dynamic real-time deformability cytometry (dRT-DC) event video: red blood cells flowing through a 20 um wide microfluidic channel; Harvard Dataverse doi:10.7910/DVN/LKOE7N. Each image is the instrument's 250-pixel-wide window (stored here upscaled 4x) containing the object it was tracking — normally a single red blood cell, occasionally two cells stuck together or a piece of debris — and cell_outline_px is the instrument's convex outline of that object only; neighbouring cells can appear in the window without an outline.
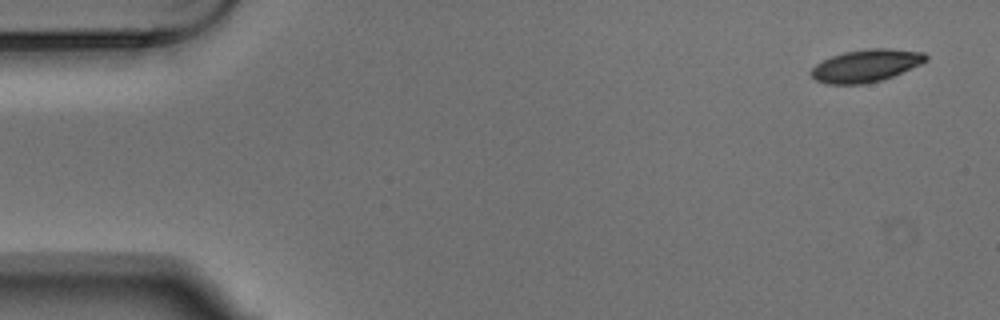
{"species": "Egyptian fruit bat (a non-hibernating species)", "species_latin": "Rousettus aegyptiacus", "temperature_condition": "warm", "stored_images_in_passage": 5, "camera_frame_rate_fps": 3000, "um_per_image_px": 0.085, "animal": {"sex": "male"}, "frame": {"image": 1, "passage_image": 1, "time_ms": 0.0, "image_size_px": [1000, 320], "cell_outline_px": [[928, 60], [920, 64], [892, 76], [880, 80], [864, 84], [828, 84], [816, 80], [812, 76], [812, 68], [816, 64], [832, 56], [844, 52], [868, 48], [888, 48], [924, 52], [928, 56]], "centroid_in_image_um": [73.63, 5.57], "position_along_channel_um": 11.4, "area_um2": 21.5}}